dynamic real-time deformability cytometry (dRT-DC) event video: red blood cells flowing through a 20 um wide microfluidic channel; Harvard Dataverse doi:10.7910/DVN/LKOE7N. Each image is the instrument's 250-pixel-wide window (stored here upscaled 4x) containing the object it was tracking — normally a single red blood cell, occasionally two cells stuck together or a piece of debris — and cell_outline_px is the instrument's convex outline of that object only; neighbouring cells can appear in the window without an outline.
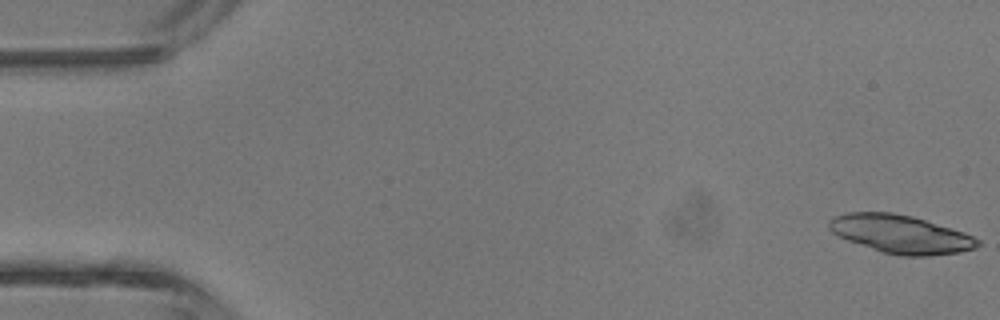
{"species": "common noctule bat (a hibernating species)", "species_latin": "Nyctalus noctula", "temperature_condition": "room temperature", "stored_images_in_passage": 5, "camera_frame_rate_fps": 3000, "um_per_image_px": 0.085, "animal": {"sex": "male", "body_mass_g": 13.3}, "frame": {"image": 1, "passage_image": 1, "time_ms": 0.0, "image_size_px": [1000, 320], "cell_outline_px": [[980, 244], [976, 248], [960, 252], [928, 256], [900, 256], [880, 252], [848, 240], [832, 232], [828, 228], [828, 220], [832, 216], [844, 212], [892, 212], [912, 216], [964, 232], [980, 240]], "centroid_in_image_um": [76.53, 19.9], "position_along_channel_um": 8.5, "area_um2": 33.29}}
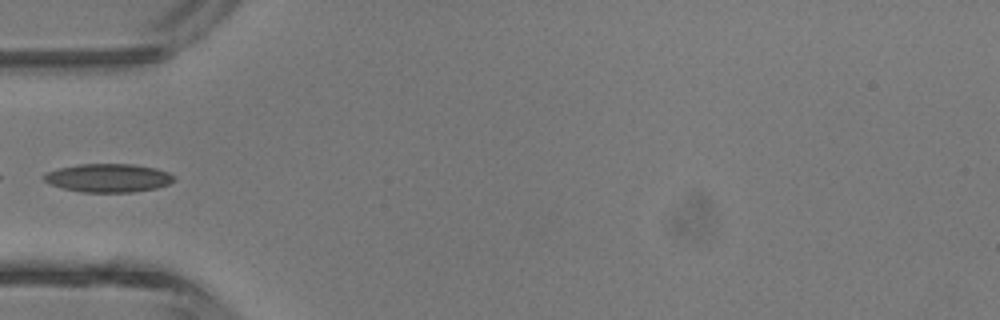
{"frame": {"image": 2, "passage_image": 5, "time_ms": 4.667, "image_size_px": [1000, 320], "cell_outline_px": [[176, 180], [168, 184], [156, 188], [132, 192], [80, 192], [64, 188], [52, 184], [44, 180], [44, 176], [48, 172], [60, 168], [80, 164], [132, 164], [156, 168], [168, 172], [176, 176]], "centroid_in_image_um": [9.27, 15.12], "position_along_channel_um": 75.7, "area_um2": 21.39}}